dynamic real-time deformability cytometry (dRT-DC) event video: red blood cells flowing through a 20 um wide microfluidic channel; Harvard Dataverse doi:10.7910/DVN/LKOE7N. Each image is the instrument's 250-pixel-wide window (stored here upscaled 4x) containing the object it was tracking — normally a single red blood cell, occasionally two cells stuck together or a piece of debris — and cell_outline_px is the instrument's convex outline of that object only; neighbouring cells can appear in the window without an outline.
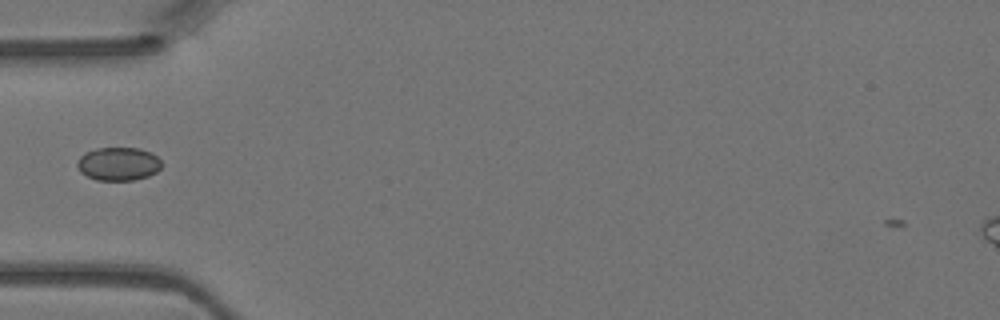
{"species": "Egyptian fruit bat (a non-hibernating species)", "species_latin": "Rousettus aegyptiacus", "temperature_condition": "warm", "stored_images_in_passage": 34, "camera_frame_rate_fps": 3000, "um_per_image_px": 0.085, "animal": {"sex": "female"}, "frame": {"image": 1, "passage_image": 3, "time_ms": 0.667, "image_size_px": [1000, 320], "cell_outline_px": [[164, 164], [156, 172], [148, 176], [132, 180], [96, 180], [80, 172], [76, 164], [80, 156], [84, 152], [96, 148], [140, 148], [152, 152]], "centroid_in_image_um": [10.07, 13.92], "position_along_channel_um": 74.9, "area_um2": 16.53}}
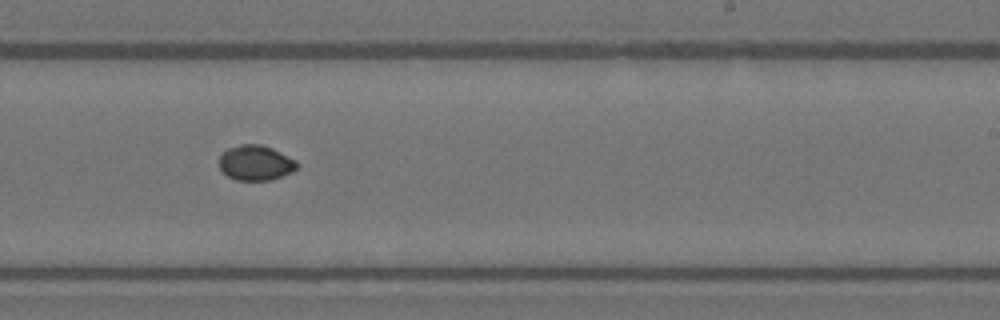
{"frame": {"image": 2, "passage_image": 16, "time_ms": 5.0, "image_size_px": [1000, 320], "cell_outline_px": [[296, 168], [292, 172], [272, 180], [236, 180], [228, 176], [220, 168], [220, 156], [228, 148], [240, 144], [260, 144], [272, 148], [296, 160]], "centroid_in_image_um": [21.73, 13.84], "position_along_channel_um": 267.3, "area_um2": 15.78}}
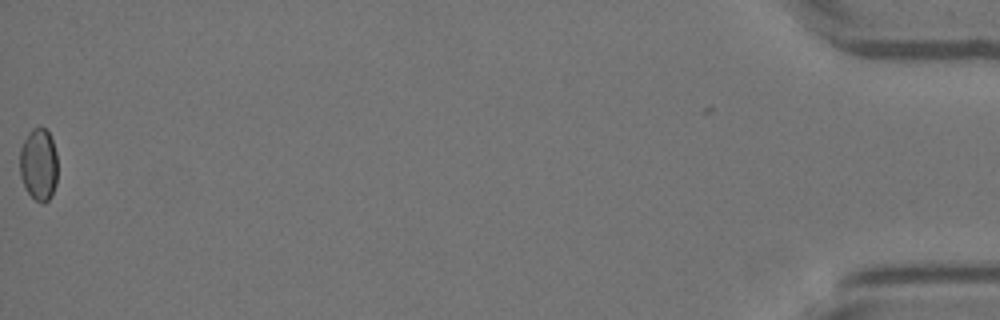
{"frame": {"image": 3, "passage_image": 34, "time_ms": 11.0, "image_size_px": [1000, 320], "cell_outline_px": [[56, 184], [52, 196], [44, 204], [40, 204], [28, 192], [20, 176], [20, 148], [28, 132], [32, 128], [40, 124], [48, 132], [52, 140], [56, 152]], "centroid_in_image_um": [3.28, 13.96], "position_along_channel_um": 431.9, "area_um2": 16.07}}